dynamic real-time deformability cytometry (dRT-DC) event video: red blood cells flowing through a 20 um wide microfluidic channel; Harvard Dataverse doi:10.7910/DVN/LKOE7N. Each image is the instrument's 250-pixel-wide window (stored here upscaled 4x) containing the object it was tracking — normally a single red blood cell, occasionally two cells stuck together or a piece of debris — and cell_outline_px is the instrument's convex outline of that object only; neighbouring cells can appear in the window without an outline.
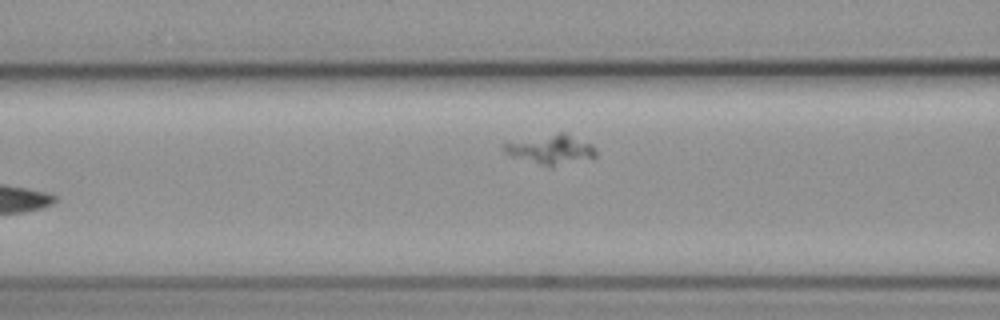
{"species": "common noctule bat (a hibernating species)", "species_latin": "Nyctalus noctula", "temperature_condition": "cold", "stored_images_in_passage": 8, "camera_frame_rate_fps": 3000, "um_per_image_px": 0.085, "animal": {"sex": "female", "body_mass_g": 19.3, "forearm_length_mm": 54.1}, "frame": {"image": 1, "passage_image": 8, "time_ms": 10.0, "image_size_px": [1000, 320], "cell_outline_px": [[596, 156], [552, 168], [548, 168], [508, 156], [504, 152], [500, 144], [504, 140], [560, 132], [564, 132], [592, 144], [596, 148]], "centroid_in_image_um": [46.68, 12.7], "position_along_channel_um": 119.9, "area_um2": 16.82}}